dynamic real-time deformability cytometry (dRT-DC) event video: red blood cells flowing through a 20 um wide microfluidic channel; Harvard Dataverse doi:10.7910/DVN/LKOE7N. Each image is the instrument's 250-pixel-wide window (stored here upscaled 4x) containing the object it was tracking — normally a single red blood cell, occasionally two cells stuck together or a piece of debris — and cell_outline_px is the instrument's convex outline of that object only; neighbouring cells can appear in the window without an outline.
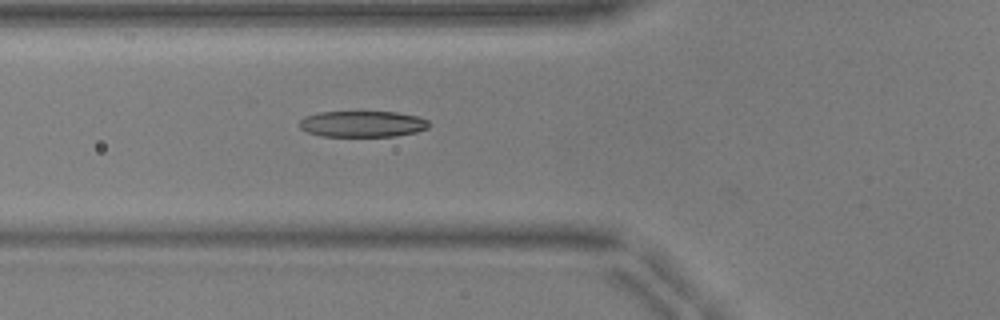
{"species": "common noctule bat (a hibernating species)", "species_latin": "Nyctalus noctula", "temperature_condition": "warm", "stored_images_in_passage": 52, "camera_frame_rate_fps": 3000, "um_per_image_px": 0.085, "animal": {"sex": "male", "body_mass_g": 17.9, "forearm_length_mm": 54.2}, "frame": {"image": 1, "passage_image": 20, "time_ms": 6.333, "image_size_px": [1000, 320], "cell_outline_px": [[428, 128], [416, 132], [396, 136], [320, 136], [308, 132], [300, 128], [300, 120], [304, 116], [320, 112], [396, 112], [416, 116], [428, 120]], "centroid_in_image_um": [30.79, 10.54], "position_along_channel_um": 95.0, "area_um2": 19.65}}
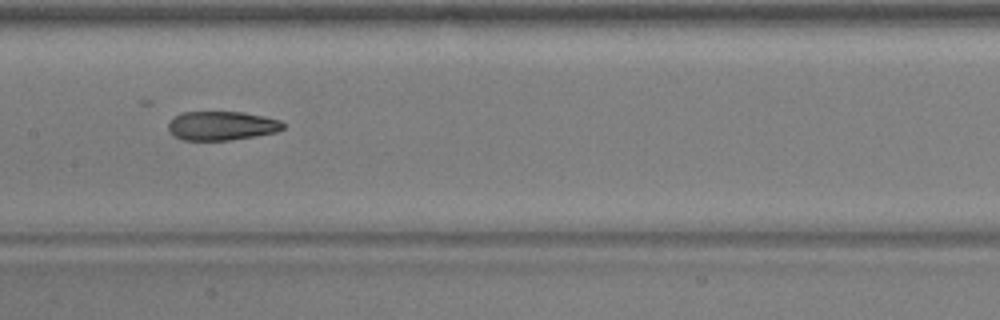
{"frame": {"image": 2, "passage_image": 27, "time_ms": 8.667, "image_size_px": [1000, 320], "cell_outline_px": [[284, 128], [276, 132], [256, 136], [228, 140], [184, 140], [176, 136], [168, 128], [168, 124], [176, 116], [184, 112], [244, 112], [264, 116], [280, 120], [284, 124]], "centroid_in_image_um": [18.89, 10.68], "position_along_channel_um": 188.5, "area_um2": 19.19}}
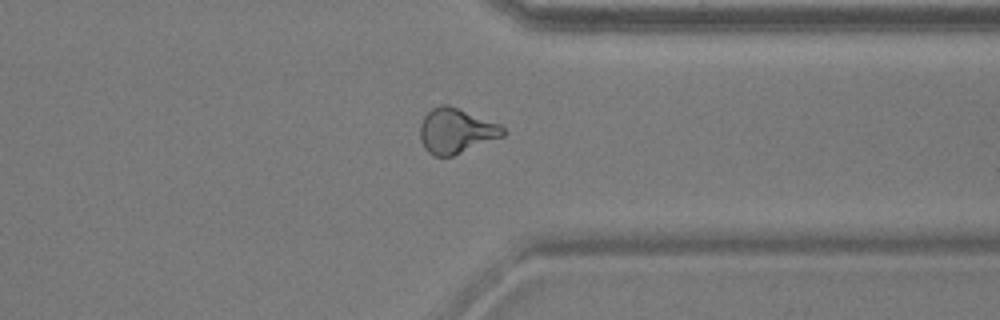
{"frame": {"image": 3, "passage_image": 41, "time_ms": 13.333, "image_size_px": [1000, 320], "cell_outline_px": [[508, 132], [504, 136], [452, 156], [432, 156], [424, 148], [420, 140], [420, 124], [424, 116], [432, 108], [440, 104], [448, 104], [500, 124]], "centroid_in_image_um": [38.76, 11.12], "position_along_channel_um": 372.6, "area_um2": 21.91}, "authors_computed_cell_mechanics": {"area_um2": 20.8658, "velocity_mm_per_s": 3.9853, "shape_relaxation_time_tau1_ms": 7.6725, "shape_relaxation_time_tau2_ms": 2.1364, "deformation_change_tau1": 0.2453, "deformation_change_tau2": 0.1296}}